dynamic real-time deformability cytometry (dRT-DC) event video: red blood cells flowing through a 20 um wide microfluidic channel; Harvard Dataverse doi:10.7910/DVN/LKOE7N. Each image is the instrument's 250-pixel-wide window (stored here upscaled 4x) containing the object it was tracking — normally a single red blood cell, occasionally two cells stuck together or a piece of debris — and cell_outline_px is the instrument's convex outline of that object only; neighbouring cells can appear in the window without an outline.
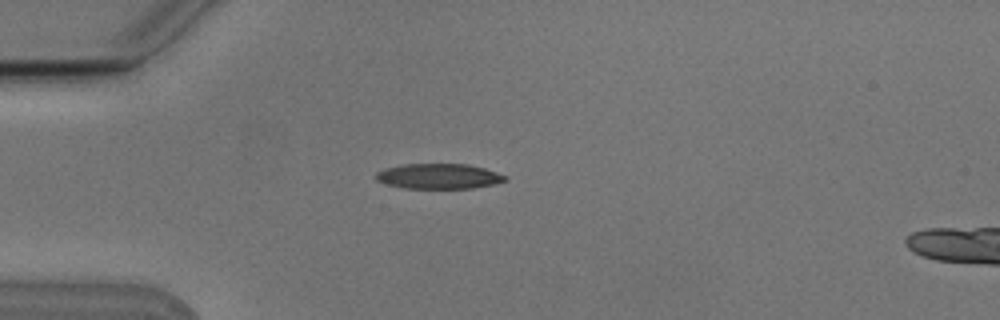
{"species": "Egyptian fruit bat (a non-hibernating species)", "species_latin": "Rousettus aegyptiacus", "temperature_condition": "cold", "stored_images_in_passage": 5, "camera_frame_rate_fps": 3000, "um_per_image_px": 0.085, "animal": {"sex": "male"}, "frame": {"image": 1, "passage_image": 4, "time_ms": 1.0, "image_size_px": [1000, 320], "cell_outline_px": [[508, 180], [496, 184], [472, 188], [404, 188], [388, 184], [376, 180], [376, 172], [384, 168], [404, 164], [468, 164], [484, 168], [508, 176]], "centroid_in_image_um": [37.33, 14.98], "position_along_channel_um": 47.7, "area_um2": 19.02}}